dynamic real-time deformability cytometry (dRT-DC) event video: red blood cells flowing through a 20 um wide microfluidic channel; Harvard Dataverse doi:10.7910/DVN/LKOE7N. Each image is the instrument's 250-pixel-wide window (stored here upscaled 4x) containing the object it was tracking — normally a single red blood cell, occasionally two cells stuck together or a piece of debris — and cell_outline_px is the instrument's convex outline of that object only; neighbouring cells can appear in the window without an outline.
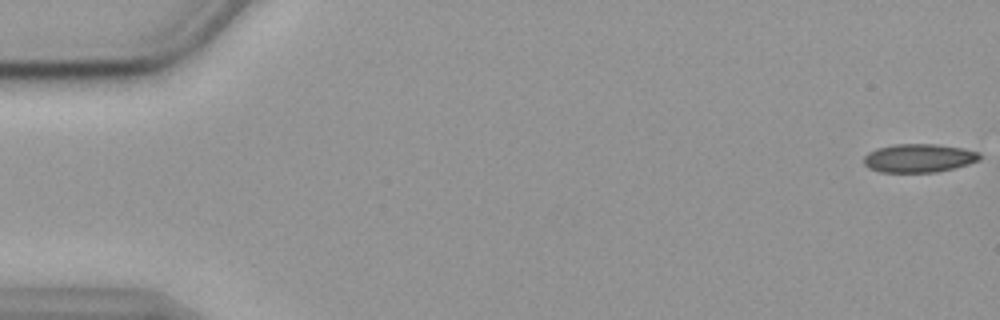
{"species": "common noctule bat (a hibernating species)", "species_latin": "Nyctalus noctula", "temperature_condition": "cold", "stored_images_in_passage": 17, "camera_frame_rate_fps": 3000, "um_per_image_px": 0.085, "animal": {"sex": "female", "body_mass_g": 19.9}, "frame": {"image": 1, "passage_image": 1, "time_ms": 0.0, "image_size_px": [1000, 320], "cell_outline_px": [[980, 160], [968, 164], [936, 172], [880, 172], [868, 168], [864, 164], [864, 156], [868, 152], [876, 148], [892, 144], [936, 144], [964, 148], [980, 152]], "centroid_in_image_um": [78.08, 13.43], "position_along_channel_um": 6.9, "area_um2": 19.36}}
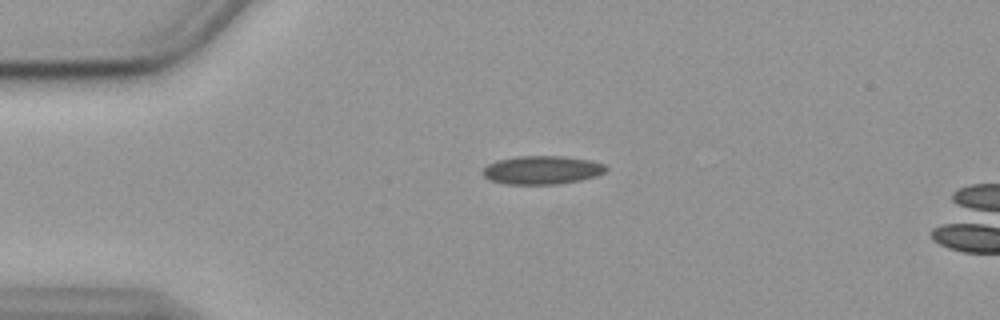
{"frame": {"image": 2, "passage_image": 13, "time_ms": 4.0, "image_size_px": [1000, 320], "cell_outline_px": [[608, 168], [604, 172], [596, 176], [580, 180], [556, 184], [504, 184], [488, 180], [480, 172], [488, 164], [496, 160], [516, 156], [564, 156], [592, 160], [604, 164]], "centroid_in_image_um": [46.04, 14.45], "position_along_channel_um": 39.0, "area_um2": 20.63}}